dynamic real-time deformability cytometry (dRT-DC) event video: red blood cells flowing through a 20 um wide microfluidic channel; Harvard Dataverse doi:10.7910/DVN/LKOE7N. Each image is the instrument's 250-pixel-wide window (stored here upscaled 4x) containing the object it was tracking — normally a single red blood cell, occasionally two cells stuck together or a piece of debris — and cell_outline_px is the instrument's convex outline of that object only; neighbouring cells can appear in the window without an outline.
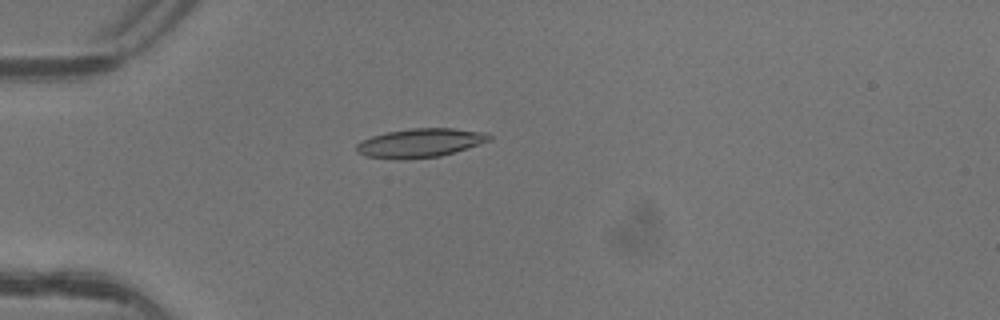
{"species": "common noctule bat (a hibernating species)", "species_latin": "Nyctalus noctula", "temperature_condition": "warm", "stored_images_in_passage": 4, "camera_frame_rate_fps": 3000, "um_per_image_px": 0.085, "animal": {"sex": "female"}, "frame": {"image": 1, "passage_image": 4, "time_ms": 1.0, "image_size_px": [1000, 320], "cell_outline_px": [[492, 140], [480, 144], [440, 156], [404, 160], [396, 160], [364, 156], [356, 152], [356, 144], [372, 136], [388, 132], [412, 128], [452, 128], [488, 132], [492, 136]], "centroid_in_image_um": [35.73, 12.16], "position_along_channel_um": 49.3, "area_um2": 22.54}}